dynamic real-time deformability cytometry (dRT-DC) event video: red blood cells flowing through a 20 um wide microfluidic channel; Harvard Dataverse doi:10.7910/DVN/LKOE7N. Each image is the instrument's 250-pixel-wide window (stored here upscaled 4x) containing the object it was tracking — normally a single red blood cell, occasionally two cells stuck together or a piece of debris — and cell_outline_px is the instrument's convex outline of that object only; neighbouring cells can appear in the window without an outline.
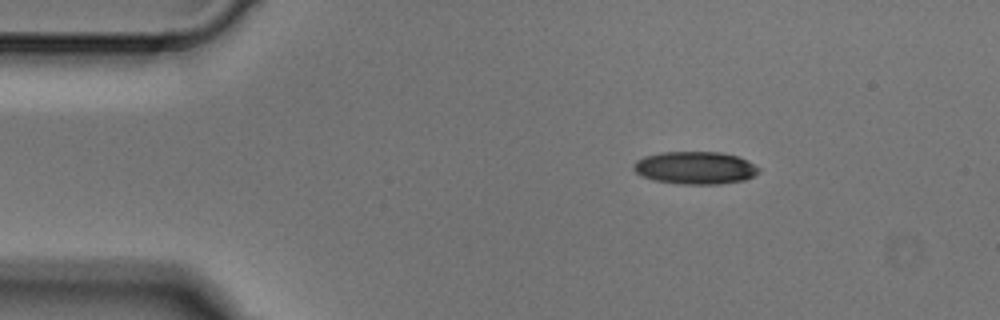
{"species": "Egyptian fruit bat (a non-hibernating species)", "species_latin": "Rousettus aegyptiacus", "temperature_condition": "cold", "stored_images_in_passage": 4, "camera_frame_rate_fps": 3000, "um_per_image_px": 0.085, "animal": {"sex": "male"}, "frame": {"image": 1, "passage_image": 4, "time_ms": 1.0, "image_size_px": [1000, 320], "cell_outline_px": [[760, 172], [744, 180], [720, 184], [680, 184], [656, 180], [644, 176], [636, 172], [632, 168], [632, 164], [636, 160], [644, 156], [660, 152], [724, 152], [748, 160], [760, 168]], "centroid_in_image_um": [59.1, 14.25], "position_along_channel_um": 25.9, "area_um2": 23.87}}